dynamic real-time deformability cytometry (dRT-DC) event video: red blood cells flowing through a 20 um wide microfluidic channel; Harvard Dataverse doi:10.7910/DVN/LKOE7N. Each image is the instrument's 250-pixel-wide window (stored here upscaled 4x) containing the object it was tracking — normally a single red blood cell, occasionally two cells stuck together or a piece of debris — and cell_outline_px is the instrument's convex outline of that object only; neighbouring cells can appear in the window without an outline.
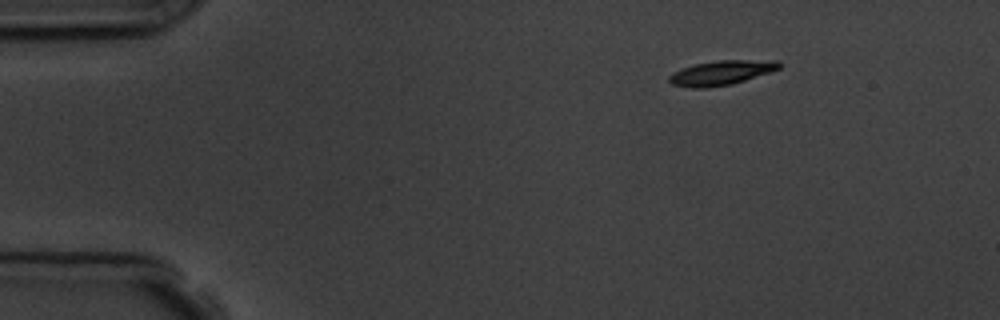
{"species": "common noctule bat (a hibernating species)", "species_latin": "Nyctalus noctula", "temperature_condition": "room temperature", "stored_images_in_passage": 3, "camera_frame_rate_fps": 3000, "um_per_image_px": 0.085, "animal": {"sex": "male", "body_mass_g": 19.5, "forearm_length_mm": 54.6}, "frame": {"image": 1, "passage_image": 1, "time_ms": 0.0, "image_size_px": [1000, 320], "cell_outline_px": [[784, 64], [780, 68], [732, 84], [708, 88], [692, 88], [672, 84], [668, 80], [668, 76], [672, 72], [696, 64], [720, 60], [780, 60]], "centroid_in_image_um": [61.33, 6.18], "position_along_channel_um": 23.7, "area_um2": 15.66}}
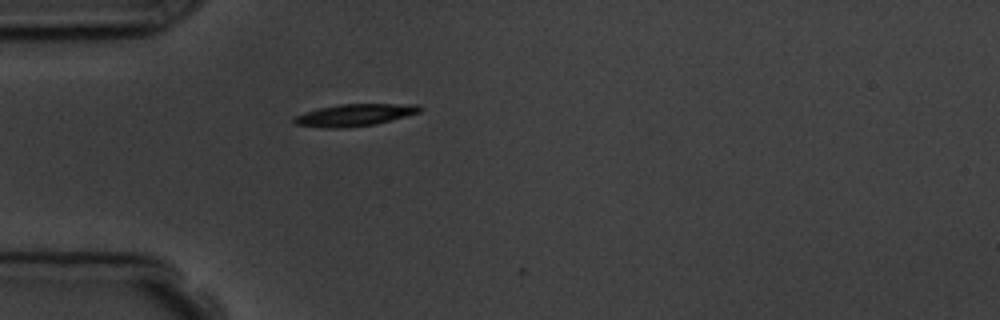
{"frame": {"image": 2, "passage_image": 3, "time_ms": 2.667, "image_size_px": [1000, 320], "cell_outline_px": [[424, 108], [420, 112], [376, 124], [348, 128], [324, 128], [292, 124], [292, 120], [296, 116], [304, 112], [316, 108], [340, 104], [416, 104]], "centroid_in_image_um": [30.1, 9.78], "position_along_channel_um": 54.9, "area_um2": 16.36}}